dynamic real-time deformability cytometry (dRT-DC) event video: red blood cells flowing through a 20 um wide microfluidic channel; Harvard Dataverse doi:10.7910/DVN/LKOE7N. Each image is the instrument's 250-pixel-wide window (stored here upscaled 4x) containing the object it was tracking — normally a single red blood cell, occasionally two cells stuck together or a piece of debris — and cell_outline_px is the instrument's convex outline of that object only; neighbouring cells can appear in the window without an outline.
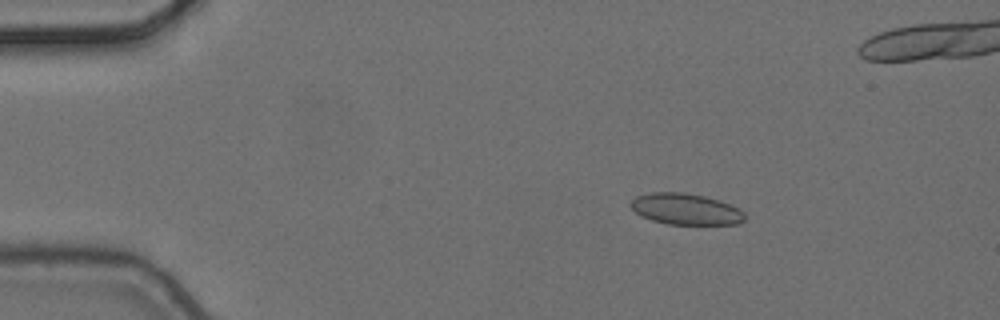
{"species": "common noctule bat (a hibernating species)", "species_latin": "Nyctalus noctula", "temperature_condition": "cold", "stored_images_in_passage": 5, "camera_frame_rate_fps": 3000, "um_per_image_px": 0.085, "animal": {"sex": "female", "body_mass_g": 24.6, "forearm_length_mm": 56.2}, "frame": {"image": 1, "passage_image": 2, "time_ms": 0.333, "image_size_px": [1000, 320], "cell_outline_px": [[744, 220], [740, 224], [668, 224], [652, 220], [640, 216], [628, 204], [636, 196], [652, 192], [684, 192], [704, 196], [720, 200], [740, 208], [744, 212]], "centroid_in_image_um": [58.29, 17.77], "position_along_channel_um": 26.7, "area_um2": 20.87}}